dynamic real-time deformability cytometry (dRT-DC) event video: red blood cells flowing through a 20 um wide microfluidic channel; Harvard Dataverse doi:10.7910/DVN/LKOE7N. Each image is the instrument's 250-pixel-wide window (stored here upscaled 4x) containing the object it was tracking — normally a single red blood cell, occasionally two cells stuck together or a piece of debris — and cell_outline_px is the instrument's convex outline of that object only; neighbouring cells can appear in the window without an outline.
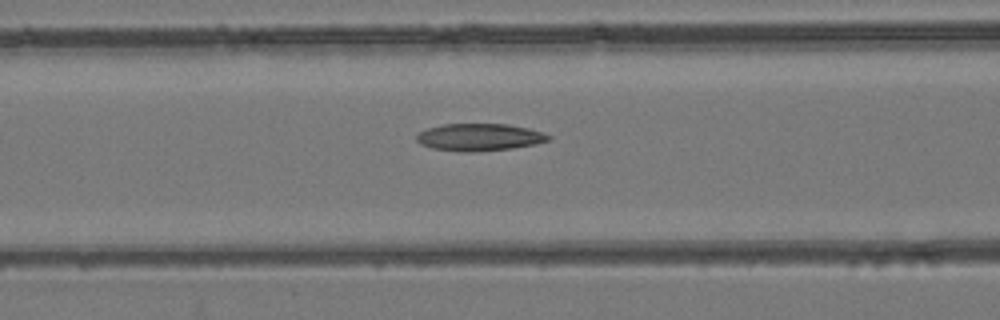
{"species": "common noctule bat (a hibernating species)", "species_latin": "Nyctalus noctula", "temperature_condition": "room temperature", "stored_images_in_passage": 50, "camera_frame_rate_fps": 3000, "um_per_image_px": 0.085, "animal": {"sex": "female", "body_mass_g": 24.6, "forearm_length_mm": 56.2}, "frame": {"image": 1, "passage_image": 21, "time_ms": 6.667, "image_size_px": [1000, 320], "cell_outline_px": [[552, 136], [548, 140], [536, 144], [512, 148], [472, 152], [460, 152], [432, 148], [420, 144], [416, 140], [416, 136], [420, 132], [428, 128], [444, 124], [508, 124], [528, 128], [544, 132]], "centroid_in_image_um": [40.76, 11.66], "position_along_channel_um": 125.8, "area_um2": 20.98}}
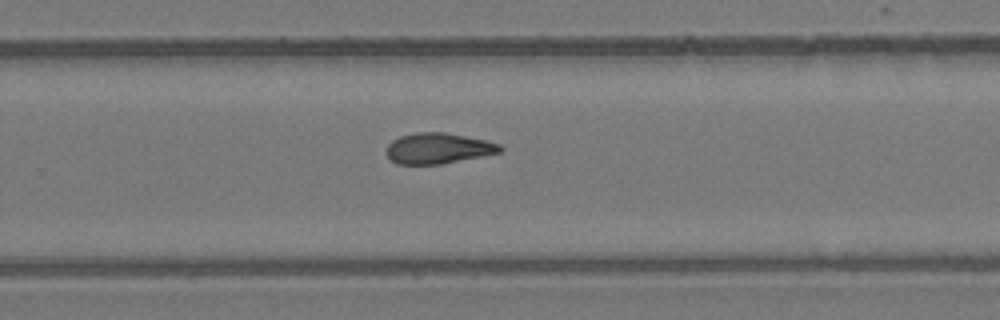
{"frame": {"image": 2, "passage_image": 33, "time_ms": 10.667, "image_size_px": [1000, 320], "cell_outline_px": [[504, 148], [500, 152], [484, 156], [440, 164], [396, 164], [384, 152], [388, 144], [392, 140], [400, 136], [416, 132], [444, 132], [484, 140], [500, 144]], "centroid_in_image_um": [37.22, 12.61], "position_along_channel_um": 292.6, "area_um2": 20.35}}
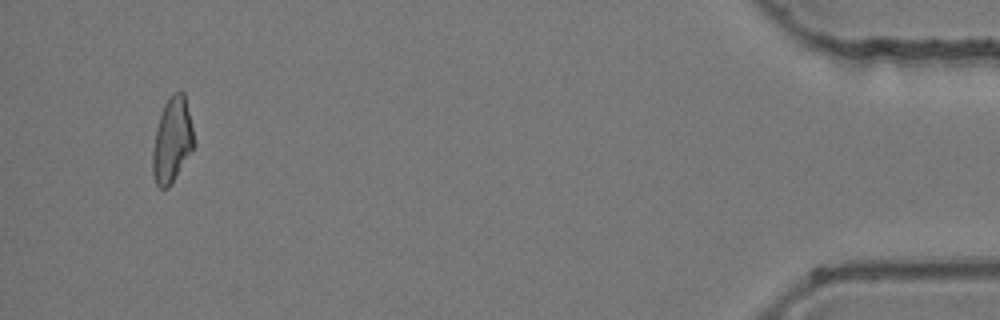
{"frame": {"image": 3, "passage_image": 48, "time_ms": 15.667, "image_size_px": [1000, 320], "cell_outline_px": [[196, 144], [168, 188], [160, 188], [156, 184], [152, 176], [152, 148], [156, 128], [164, 104], [172, 92], [184, 92]], "centroid_in_image_um": [14.62, 11.92], "position_along_channel_um": 420.6, "area_um2": 20.46}}